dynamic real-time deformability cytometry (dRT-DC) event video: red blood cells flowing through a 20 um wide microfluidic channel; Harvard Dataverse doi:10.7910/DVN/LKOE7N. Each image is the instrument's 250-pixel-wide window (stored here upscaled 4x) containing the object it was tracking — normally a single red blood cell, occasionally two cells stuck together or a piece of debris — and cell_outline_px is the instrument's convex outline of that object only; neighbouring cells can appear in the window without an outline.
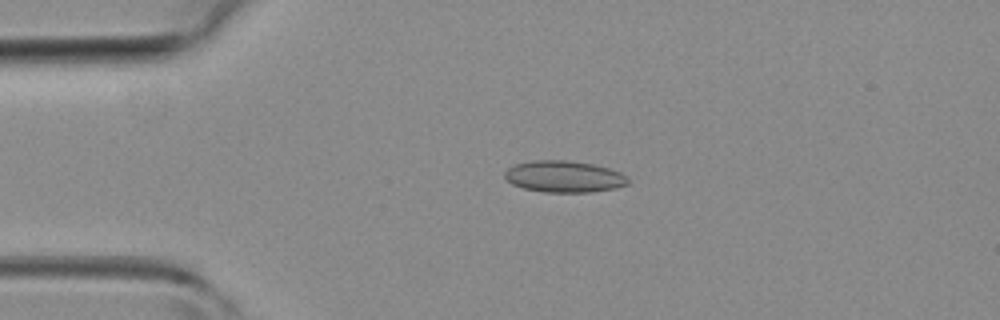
{"species": "common noctule bat (a hibernating species)", "species_latin": "Nyctalus noctula", "temperature_condition": "room temperature", "stored_images_in_passage": 34, "camera_frame_rate_fps": 3000, "um_per_image_px": 0.085, "animal": {"sex": "female", "body_mass_g": 19.3, "forearm_length_mm": 54.1}, "frame": {"image": 1, "passage_image": 1, "time_ms": 0.0, "image_size_px": [1000, 320], "cell_outline_px": [[628, 184], [616, 188], [592, 192], [544, 192], [524, 188], [512, 184], [504, 176], [504, 172], [508, 168], [516, 164], [532, 160], [564, 160], [592, 164], [608, 168], [620, 172], [628, 180]], "centroid_in_image_um": [47.93, 15.01], "position_along_channel_um": 37.1, "area_um2": 22.54}}
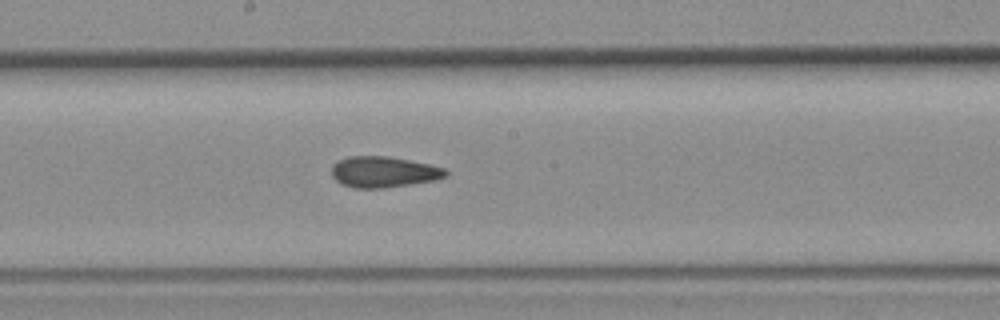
{"frame": {"image": 2, "passage_image": 14, "time_ms": 4.333, "image_size_px": [1000, 320], "cell_outline_px": [[448, 176], [436, 180], [412, 184], [384, 188], [356, 188], [340, 184], [332, 176], [332, 164], [348, 156], [388, 156], [448, 168]], "centroid_in_image_um": [32.63, 14.62], "position_along_channel_um": 215.6, "area_um2": 20.75}}
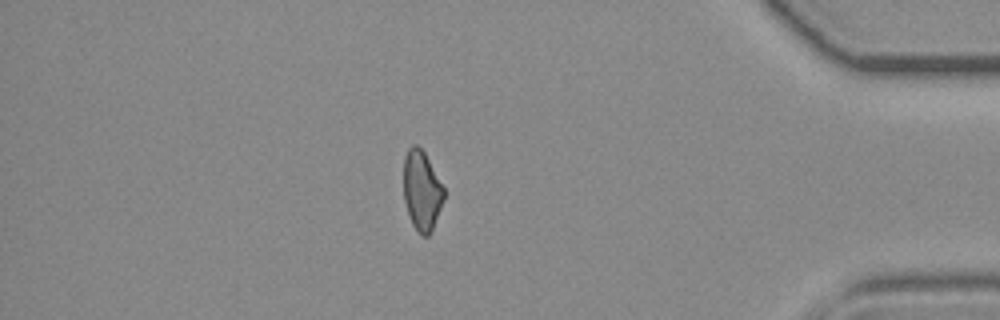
{"frame": {"image": 3, "passage_image": 28, "time_ms": 9.0, "image_size_px": [1000, 320], "cell_outline_px": [[444, 200], [432, 232], [428, 236], [420, 236], [412, 224], [404, 200], [404, 156], [408, 148], [412, 144], [416, 144], [424, 152], [444, 188]], "centroid_in_image_um": [35.85, 16.23], "position_along_channel_um": 399.3, "area_um2": 18.79}}